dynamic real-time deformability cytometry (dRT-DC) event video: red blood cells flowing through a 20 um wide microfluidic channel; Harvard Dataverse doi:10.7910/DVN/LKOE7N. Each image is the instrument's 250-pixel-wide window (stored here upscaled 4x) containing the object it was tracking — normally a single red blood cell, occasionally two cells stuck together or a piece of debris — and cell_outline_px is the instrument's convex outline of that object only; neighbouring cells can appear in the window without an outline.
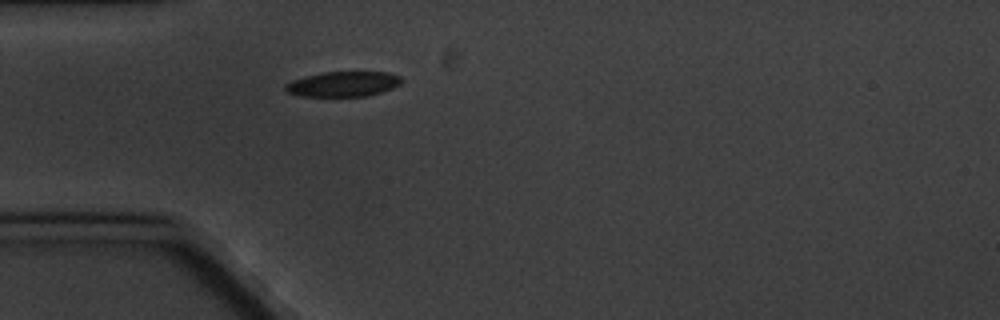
{"species": "common noctule bat (a hibernating species)", "species_latin": "Nyctalus noctula", "temperature_condition": "cold", "stored_images_in_passage": 1, "camera_frame_rate_fps": 3000, "um_per_image_px": 0.085, "animal": {"sex": "male", "body_mass_g": 20.1, "forearm_length_mm": 53.5}, "frame": {"image": 1, "passage_image": 1, "time_ms": 0.0, "image_size_px": [1000, 320], "cell_outline_px": [[400, 84], [392, 88], [368, 96], [300, 96], [288, 92], [284, 88], [284, 84], [292, 80], [304, 76], [320, 72], [388, 72], [400, 76]], "centroid_in_image_um": [29.12, 7.14], "position_along_channel_um": 55.9, "area_um2": 16.99}}